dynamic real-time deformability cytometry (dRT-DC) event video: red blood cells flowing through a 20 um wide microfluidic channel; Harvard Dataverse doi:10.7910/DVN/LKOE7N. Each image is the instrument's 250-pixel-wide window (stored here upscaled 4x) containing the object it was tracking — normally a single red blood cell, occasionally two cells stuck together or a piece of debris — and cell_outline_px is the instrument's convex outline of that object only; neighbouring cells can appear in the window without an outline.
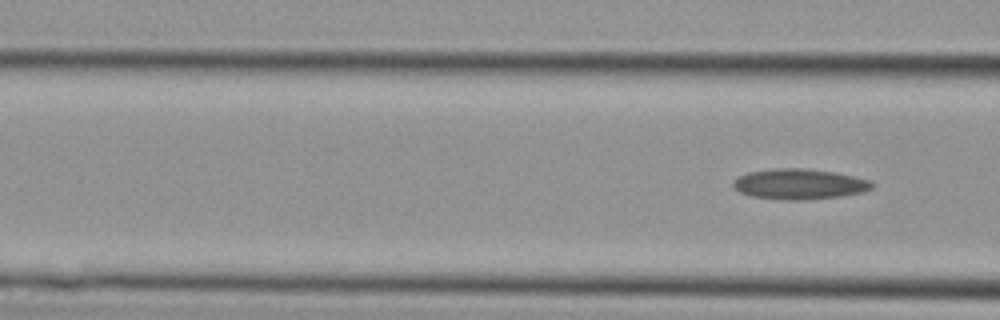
{"species": "Egyptian fruit bat (a non-hibernating species)", "species_latin": "Rousettus aegyptiacus", "temperature_condition": "cold", "stored_images_in_passage": 3, "camera_frame_rate_fps": 3000, "um_per_image_px": 0.085, "animal": {"sex": "female"}, "frame": {"image": 1, "passage_image": 3, "time_ms": 0.667, "image_size_px": [1000, 320], "cell_outline_px": [[872, 188], [864, 192], [840, 196], [804, 200], [784, 200], [752, 196], [740, 192], [732, 184], [740, 176], [748, 172], [776, 168], [800, 168], [832, 172], [872, 180]], "centroid_in_image_um": [67.96, 15.65], "position_along_channel_um": 98.6, "area_um2": 24.33}}